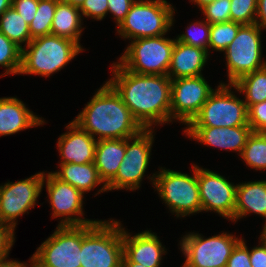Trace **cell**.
<instances>
[{
    "mask_svg": "<svg viewBox=\"0 0 266 267\" xmlns=\"http://www.w3.org/2000/svg\"><path fill=\"white\" fill-rule=\"evenodd\" d=\"M112 67L113 77L106 82L144 129L171 122V79L168 75L137 74L118 62Z\"/></svg>",
    "mask_w": 266,
    "mask_h": 267,
    "instance_id": "cell-1",
    "label": "cell"
},
{
    "mask_svg": "<svg viewBox=\"0 0 266 267\" xmlns=\"http://www.w3.org/2000/svg\"><path fill=\"white\" fill-rule=\"evenodd\" d=\"M73 121L97 141L127 139L144 129L107 82L97 90Z\"/></svg>",
    "mask_w": 266,
    "mask_h": 267,
    "instance_id": "cell-2",
    "label": "cell"
},
{
    "mask_svg": "<svg viewBox=\"0 0 266 267\" xmlns=\"http://www.w3.org/2000/svg\"><path fill=\"white\" fill-rule=\"evenodd\" d=\"M123 226L114 219L82 225L81 267H122Z\"/></svg>",
    "mask_w": 266,
    "mask_h": 267,
    "instance_id": "cell-3",
    "label": "cell"
},
{
    "mask_svg": "<svg viewBox=\"0 0 266 267\" xmlns=\"http://www.w3.org/2000/svg\"><path fill=\"white\" fill-rule=\"evenodd\" d=\"M82 51L76 42L53 34L34 38L22 49L19 74L50 77Z\"/></svg>",
    "mask_w": 266,
    "mask_h": 267,
    "instance_id": "cell-4",
    "label": "cell"
},
{
    "mask_svg": "<svg viewBox=\"0 0 266 267\" xmlns=\"http://www.w3.org/2000/svg\"><path fill=\"white\" fill-rule=\"evenodd\" d=\"M192 167L193 175L161 167L160 171L147 176L161 200L176 217L202 212L197 165L193 164Z\"/></svg>",
    "mask_w": 266,
    "mask_h": 267,
    "instance_id": "cell-5",
    "label": "cell"
},
{
    "mask_svg": "<svg viewBox=\"0 0 266 267\" xmlns=\"http://www.w3.org/2000/svg\"><path fill=\"white\" fill-rule=\"evenodd\" d=\"M175 9L166 0H136L117 28L120 38L130 41L166 35L174 24Z\"/></svg>",
    "mask_w": 266,
    "mask_h": 267,
    "instance_id": "cell-6",
    "label": "cell"
},
{
    "mask_svg": "<svg viewBox=\"0 0 266 267\" xmlns=\"http://www.w3.org/2000/svg\"><path fill=\"white\" fill-rule=\"evenodd\" d=\"M175 40L165 35L134 39L119 57L118 63L137 74L167 75Z\"/></svg>",
    "mask_w": 266,
    "mask_h": 267,
    "instance_id": "cell-7",
    "label": "cell"
},
{
    "mask_svg": "<svg viewBox=\"0 0 266 267\" xmlns=\"http://www.w3.org/2000/svg\"><path fill=\"white\" fill-rule=\"evenodd\" d=\"M232 88L233 84L219 83L187 127L249 126L246 103L231 91Z\"/></svg>",
    "mask_w": 266,
    "mask_h": 267,
    "instance_id": "cell-8",
    "label": "cell"
},
{
    "mask_svg": "<svg viewBox=\"0 0 266 267\" xmlns=\"http://www.w3.org/2000/svg\"><path fill=\"white\" fill-rule=\"evenodd\" d=\"M82 225L58 226L30 258V267H81Z\"/></svg>",
    "mask_w": 266,
    "mask_h": 267,
    "instance_id": "cell-9",
    "label": "cell"
},
{
    "mask_svg": "<svg viewBox=\"0 0 266 267\" xmlns=\"http://www.w3.org/2000/svg\"><path fill=\"white\" fill-rule=\"evenodd\" d=\"M241 240L227 232L205 238L190 232L180 240L181 251L186 258L181 267H226L236 244Z\"/></svg>",
    "mask_w": 266,
    "mask_h": 267,
    "instance_id": "cell-10",
    "label": "cell"
},
{
    "mask_svg": "<svg viewBox=\"0 0 266 267\" xmlns=\"http://www.w3.org/2000/svg\"><path fill=\"white\" fill-rule=\"evenodd\" d=\"M261 30L262 28L256 23L243 25L234 40L223 51L229 84L266 66V61L264 59L262 61Z\"/></svg>",
    "mask_w": 266,
    "mask_h": 267,
    "instance_id": "cell-11",
    "label": "cell"
},
{
    "mask_svg": "<svg viewBox=\"0 0 266 267\" xmlns=\"http://www.w3.org/2000/svg\"><path fill=\"white\" fill-rule=\"evenodd\" d=\"M153 133L154 128L143 129L139 134L125 139V156L115 178L106 186L108 191L140 189L151 158Z\"/></svg>",
    "mask_w": 266,
    "mask_h": 267,
    "instance_id": "cell-12",
    "label": "cell"
},
{
    "mask_svg": "<svg viewBox=\"0 0 266 267\" xmlns=\"http://www.w3.org/2000/svg\"><path fill=\"white\" fill-rule=\"evenodd\" d=\"M44 171L17 182H6L0 186V221L17 225V218L35 207L43 189Z\"/></svg>",
    "mask_w": 266,
    "mask_h": 267,
    "instance_id": "cell-13",
    "label": "cell"
},
{
    "mask_svg": "<svg viewBox=\"0 0 266 267\" xmlns=\"http://www.w3.org/2000/svg\"><path fill=\"white\" fill-rule=\"evenodd\" d=\"M214 90L203 75L172 79L171 122L177 120L188 126Z\"/></svg>",
    "mask_w": 266,
    "mask_h": 267,
    "instance_id": "cell-14",
    "label": "cell"
},
{
    "mask_svg": "<svg viewBox=\"0 0 266 267\" xmlns=\"http://www.w3.org/2000/svg\"><path fill=\"white\" fill-rule=\"evenodd\" d=\"M45 184L52 209V218L60 217L58 226L86 225L98 221L82 217L84 215V194L81 191L69 183L61 181L52 171L44 172L43 187Z\"/></svg>",
    "mask_w": 266,
    "mask_h": 267,
    "instance_id": "cell-15",
    "label": "cell"
},
{
    "mask_svg": "<svg viewBox=\"0 0 266 267\" xmlns=\"http://www.w3.org/2000/svg\"><path fill=\"white\" fill-rule=\"evenodd\" d=\"M202 211H214L233 222L237 184L216 172L197 166Z\"/></svg>",
    "mask_w": 266,
    "mask_h": 267,
    "instance_id": "cell-16",
    "label": "cell"
},
{
    "mask_svg": "<svg viewBox=\"0 0 266 267\" xmlns=\"http://www.w3.org/2000/svg\"><path fill=\"white\" fill-rule=\"evenodd\" d=\"M158 237L151 230L132 236L123 228L122 262H135L145 267H160L162 257L167 252Z\"/></svg>",
    "mask_w": 266,
    "mask_h": 267,
    "instance_id": "cell-17",
    "label": "cell"
},
{
    "mask_svg": "<svg viewBox=\"0 0 266 267\" xmlns=\"http://www.w3.org/2000/svg\"><path fill=\"white\" fill-rule=\"evenodd\" d=\"M185 134L192 140L223 150L239 152L241 156L248 137L253 132L250 126L235 127H186Z\"/></svg>",
    "mask_w": 266,
    "mask_h": 267,
    "instance_id": "cell-18",
    "label": "cell"
},
{
    "mask_svg": "<svg viewBox=\"0 0 266 267\" xmlns=\"http://www.w3.org/2000/svg\"><path fill=\"white\" fill-rule=\"evenodd\" d=\"M57 141L60 163L86 164L95 161L97 140L83 130L74 121L66 126V130Z\"/></svg>",
    "mask_w": 266,
    "mask_h": 267,
    "instance_id": "cell-19",
    "label": "cell"
},
{
    "mask_svg": "<svg viewBox=\"0 0 266 267\" xmlns=\"http://www.w3.org/2000/svg\"><path fill=\"white\" fill-rule=\"evenodd\" d=\"M44 123V118L35 115L19 98H0V136L13 135Z\"/></svg>",
    "mask_w": 266,
    "mask_h": 267,
    "instance_id": "cell-20",
    "label": "cell"
},
{
    "mask_svg": "<svg viewBox=\"0 0 266 267\" xmlns=\"http://www.w3.org/2000/svg\"><path fill=\"white\" fill-rule=\"evenodd\" d=\"M208 58L206 50L175 40L167 75L171 80L203 75Z\"/></svg>",
    "mask_w": 266,
    "mask_h": 267,
    "instance_id": "cell-21",
    "label": "cell"
},
{
    "mask_svg": "<svg viewBox=\"0 0 266 267\" xmlns=\"http://www.w3.org/2000/svg\"><path fill=\"white\" fill-rule=\"evenodd\" d=\"M251 213L265 218L266 225V180L237 184L233 222Z\"/></svg>",
    "mask_w": 266,
    "mask_h": 267,
    "instance_id": "cell-22",
    "label": "cell"
},
{
    "mask_svg": "<svg viewBox=\"0 0 266 267\" xmlns=\"http://www.w3.org/2000/svg\"><path fill=\"white\" fill-rule=\"evenodd\" d=\"M58 171L52 172L61 181L69 183L83 194L101 186L95 196L108 192L106 185L101 180L94 162L86 164L59 163Z\"/></svg>",
    "mask_w": 266,
    "mask_h": 267,
    "instance_id": "cell-23",
    "label": "cell"
},
{
    "mask_svg": "<svg viewBox=\"0 0 266 267\" xmlns=\"http://www.w3.org/2000/svg\"><path fill=\"white\" fill-rule=\"evenodd\" d=\"M125 156V139L98 140L95 149V167L107 186L116 176Z\"/></svg>",
    "mask_w": 266,
    "mask_h": 267,
    "instance_id": "cell-24",
    "label": "cell"
},
{
    "mask_svg": "<svg viewBox=\"0 0 266 267\" xmlns=\"http://www.w3.org/2000/svg\"><path fill=\"white\" fill-rule=\"evenodd\" d=\"M82 14L78 7L65 3L61 0L57 2L54 18L51 25V34L64 37L80 45V36L84 27Z\"/></svg>",
    "mask_w": 266,
    "mask_h": 267,
    "instance_id": "cell-25",
    "label": "cell"
},
{
    "mask_svg": "<svg viewBox=\"0 0 266 267\" xmlns=\"http://www.w3.org/2000/svg\"><path fill=\"white\" fill-rule=\"evenodd\" d=\"M244 94L247 109L256 103L266 101V66L246 74L233 83V90Z\"/></svg>",
    "mask_w": 266,
    "mask_h": 267,
    "instance_id": "cell-26",
    "label": "cell"
},
{
    "mask_svg": "<svg viewBox=\"0 0 266 267\" xmlns=\"http://www.w3.org/2000/svg\"><path fill=\"white\" fill-rule=\"evenodd\" d=\"M0 31L21 49L32 40L29 24L12 6L0 15Z\"/></svg>",
    "mask_w": 266,
    "mask_h": 267,
    "instance_id": "cell-27",
    "label": "cell"
},
{
    "mask_svg": "<svg viewBox=\"0 0 266 267\" xmlns=\"http://www.w3.org/2000/svg\"><path fill=\"white\" fill-rule=\"evenodd\" d=\"M240 158L255 170H266V133L252 132Z\"/></svg>",
    "mask_w": 266,
    "mask_h": 267,
    "instance_id": "cell-28",
    "label": "cell"
},
{
    "mask_svg": "<svg viewBox=\"0 0 266 267\" xmlns=\"http://www.w3.org/2000/svg\"><path fill=\"white\" fill-rule=\"evenodd\" d=\"M58 1L59 0H38L35 17L29 24V31L32 39L51 34V25Z\"/></svg>",
    "mask_w": 266,
    "mask_h": 267,
    "instance_id": "cell-29",
    "label": "cell"
},
{
    "mask_svg": "<svg viewBox=\"0 0 266 267\" xmlns=\"http://www.w3.org/2000/svg\"><path fill=\"white\" fill-rule=\"evenodd\" d=\"M242 26V24L233 21L210 24L208 54L211 53L209 48L213 51L223 52L234 40Z\"/></svg>",
    "mask_w": 266,
    "mask_h": 267,
    "instance_id": "cell-30",
    "label": "cell"
},
{
    "mask_svg": "<svg viewBox=\"0 0 266 267\" xmlns=\"http://www.w3.org/2000/svg\"><path fill=\"white\" fill-rule=\"evenodd\" d=\"M21 56L22 49L0 31V67L6 70L0 77L8 74L19 75Z\"/></svg>",
    "mask_w": 266,
    "mask_h": 267,
    "instance_id": "cell-31",
    "label": "cell"
},
{
    "mask_svg": "<svg viewBox=\"0 0 266 267\" xmlns=\"http://www.w3.org/2000/svg\"><path fill=\"white\" fill-rule=\"evenodd\" d=\"M176 40L194 47L202 48L208 52L210 24L205 20L190 23L186 28V32L178 35Z\"/></svg>",
    "mask_w": 266,
    "mask_h": 267,
    "instance_id": "cell-32",
    "label": "cell"
},
{
    "mask_svg": "<svg viewBox=\"0 0 266 267\" xmlns=\"http://www.w3.org/2000/svg\"><path fill=\"white\" fill-rule=\"evenodd\" d=\"M257 0H231V21L242 25L255 24Z\"/></svg>",
    "mask_w": 266,
    "mask_h": 267,
    "instance_id": "cell-33",
    "label": "cell"
},
{
    "mask_svg": "<svg viewBox=\"0 0 266 267\" xmlns=\"http://www.w3.org/2000/svg\"><path fill=\"white\" fill-rule=\"evenodd\" d=\"M231 0H215L201 9L205 21L209 24L231 21Z\"/></svg>",
    "mask_w": 266,
    "mask_h": 267,
    "instance_id": "cell-34",
    "label": "cell"
},
{
    "mask_svg": "<svg viewBox=\"0 0 266 267\" xmlns=\"http://www.w3.org/2000/svg\"><path fill=\"white\" fill-rule=\"evenodd\" d=\"M248 124L253 132L266 133V101L256 103L248 108Z\"/></svg>",
    "mask_w": 266,
    "mask_h": 267,
    "instance_id": "cell-35",
    "label": "cell"
},
{
    "mask_svg": "<svg viewBox=\"0 0 266 267\" xmlns=\"http://www.w3.org/2000/svg\"><path fill=\"white\" fill-rule=\"evenodd\" d=\"M107 0H85L79 8L82 17H90L94 20L101 21L107 15Z\"/></svg>",
    "mask_w": 266,
    "mask_h": 267,
    "instance_id": "cell-36",
    "label": "cell"
},
{
    "mask_svg": "<svg viewBox=\"0 0 266 267\" xmlns=\"http://www.w3.org/2000/svg\"><path fill=\"white\" fill-rule=\"evenodd\" d=\"M226 267H252L250 264V249H248L243 238L232 250Z\"/></svg>",
    "mask_w": 266,
    "mask_h": 267,
    "instance_id": "cell-37",
    "label": "cell"
},
{
    "mask_svg": "<svg viewBox=\"0 0 266 267\" xmlns=\"http://www.w3.org/2000/svg\"><path fill=\"white\" fill-rule=\"evenodd\" d=\"M15 229L7 224H0V262L7 261L15 243Z\"/></svg>",
    "mask_w": 266,
    "mask_h": 267,
    "instance_id": "cell-38",
    "label": "cell"
},
{
    "mask_svg": "<svg viewBox=\"0 0 266 267\" xmlns=\"http://www.w3.org/2000/svg\"><path fill=\"white\" fill-rule=\"evenodd\" d=\"M135 1L136 0H107V14L110 13L114 17L116 25L119 26Z\"/></svg>",
    "mask_w": 266,
    "mask_h": 267,
    "instance_id": "cell-39",
    "label": "cell"
},
{
    "mask_svg": "<svg viewBox=\"0 0 266 267\" xmlns=\"http://www.w3.org/2000/svg\"><path fill=\"white\" fill-rule=\"evenodd\" d=\"M11 6L21 15L24 21L30 24L35 17L38 0H12Z\"/></svg>",
    "mask_w": 266,
    "mask_h": 267,
    "instance_id": "cell-40",
    "label": "cell"
},
{
    "mask_svg": "<svg viewBox=\"0 0 266 267\" xmlns=\"http://www.w3.org/2000/svg\"><path fill=\"white\" fill-rule=\"evenodd\" d=\"M259 240V245L250 250L252 267H266V238L261 234Z\"/></svg>",
    "mask_w": 266,
    "mask_h": 267,
    "instance_id": "cell-41",
    "label": "cell"
},
{
    "mask_svg": "<svg viewBox=\"0 0 266 267\" xmlns=\"http://www.w3.org/2000/svg\"><path fill=\"white\" fill-rule=\"evenodd\" d=\"M255 23L262 29H266V0H257Z\"/></svg>",
    "mask_w": 266,
    "mask_h": 267,
    "instance_id": "cell-42",
    "label": "cell"
},
{
    "mask_svg": "<svg viewBox=\"0 0 266 267\" xmlns=\"http://www.w3.org/2000/svg\"><path fill=\"white\" fill-rule=\"evenodd\" d=\"M31 265L25 262H19L18 260H7L0 262V267H29Z\"/></svg>",
    "mask_w": 266,
    "mask_h": 267,
    "instance_id": "cell-43",
    "label": "cell"
},
{
    "mask_svg": "<svg viewBox=\"0 0 266 267\" xmlns=\"http://www.w3.org/2000/svg\"><path fill=\"white\" fill-rule=\"evenodd\" d=\"M12 5V0H0V15H2Z\"/></svg>",
    "mask_w": 266,
    "mask_h": 267,
    "instance_id": "cell-44",
    "label": "cell"
},
{
    "mask_svg": "<svg viewBox=\"0 0 266 267\" xmlns=\"http://www.w3.org/2000/svg\"><path fill=\"white\" fill-rule=\"evenodd\" d=\"M215 0H190L189 2H192L194 4L197 5L198 8H200V10L205 7L206 5L211 4L212 2H214Z\"/></svg>",
    "mask_w": 266,
    "mask_h": 267,
    "instance_id": "cell-45",
    "label": "cell"
},
{
    "mask_svg": "<svg viewBox=\"0 0 266 267\" xmlns=\"http://www.w3.org/2000/svg\"><path fill=\"white\" fill-rule=\"evenodd\" d=\"M61 1L71 4L74 7L80 8L85 0H61Z\"/></svg>",
    "mask_w": 266,
    "mask_h": 267,
    "instance_id": "cell-46",
    "label": "cell"
},
{
    "mask_svg": "<svg viewBox=\"0 0 266 267\" xmlns=\"http://www.w3.org/2000/svg\"><path fill=\"white\" fill-rule=\"evenodd\" d=\"M122 267H145V266L135 262H122Z\"/></svg>",
    "mask_w": 266,
    "mask_h": 267,
    "instance_id": "cell-47",
    "label": "cell"
},
{
    "mask_svg": "<svg viewBox=\"0 0 266 267\" xmlns=\"http://www.w3.org/2000/svg\"><path fill=\"white\" fill-rule=\"evenodd\" d=\"M261 234L266 238V225L263 226Z\"/></svg>",
    "mask_w": 266,
    "mask_h": 267,
    "instance_id": "cell-48",
    "label": "cell"
}]
</instances>
